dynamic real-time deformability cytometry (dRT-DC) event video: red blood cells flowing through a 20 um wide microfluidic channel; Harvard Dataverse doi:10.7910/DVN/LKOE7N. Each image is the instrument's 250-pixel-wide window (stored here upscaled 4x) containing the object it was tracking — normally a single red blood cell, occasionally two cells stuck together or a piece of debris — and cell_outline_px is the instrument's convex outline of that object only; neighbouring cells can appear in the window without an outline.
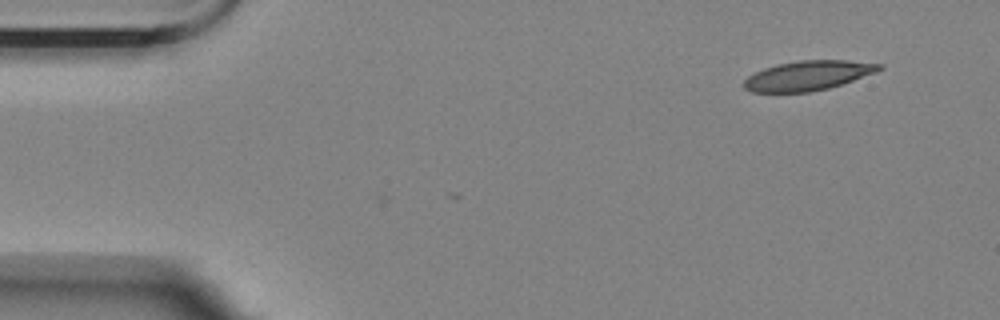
{"species": "Egyptian fruit bat (a non-hibernating species)", "species_latin": "Rousettus aegyptiacus", "temperature_condition": "room temperature", "stored_images_in_passage": 3, "camera_frame_rate_fps": 3000, "um_per_image_px": 0.085, "animal": {"sex": "female"}, "frame": {"image": 1, "passage_image": 1, "time_ms": 0.0, "image_size_px": [1000, 320], "cell_outline_px": [[884, 68], [876, 72], [828, 88], [808, 92], [752, 92], [744, 88], [744, 80], [748, 76], [764, 68], [776, 64], [800, 60], [848, 60], [884, 64]], "centroid_in_image_um": [68.68, 6.41], "position_along_channel_um": 16.3, "area_um2": 23.24}}